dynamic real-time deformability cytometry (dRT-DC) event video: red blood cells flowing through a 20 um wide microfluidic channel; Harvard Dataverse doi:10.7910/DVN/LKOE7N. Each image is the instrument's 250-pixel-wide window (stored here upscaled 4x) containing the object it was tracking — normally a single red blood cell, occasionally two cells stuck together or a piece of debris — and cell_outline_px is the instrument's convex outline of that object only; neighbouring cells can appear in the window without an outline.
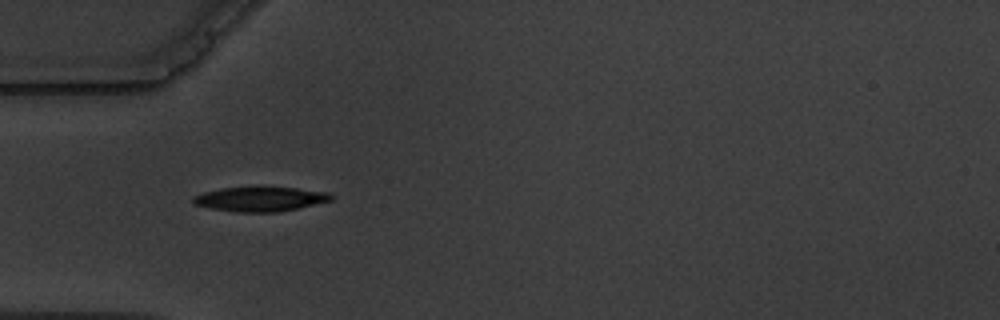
{"species": "common noctule bat (a hibernating species)", "species_latin": "Nyctalus noctula", "temperature_condition": "warm", "stored_images_in_passage": 2, "camera_frame_rate_fps": 3000, "um_per_image_px": 0.085, "animal": {"sex": "male", "body_mass_g": 19.5, "forearm_length_mm": 54.6}, "frame": {"image": 1, "passage_image": 1, "time_ms": 0.0, "image_size_px": [1000, 320], "cell_outline_px": [[336, 196], [332, 200], [296, 208], [276, 212], [236, 212], [212, 208], [192, 204], [192, 196], [204, 192], [220, 188], [260, 184], [296, 188], [328, 192]], "centroid_in_image_um": [22.1, 16.87], "position_along_channel_um": 62.9, "area_um2": 20.52}}
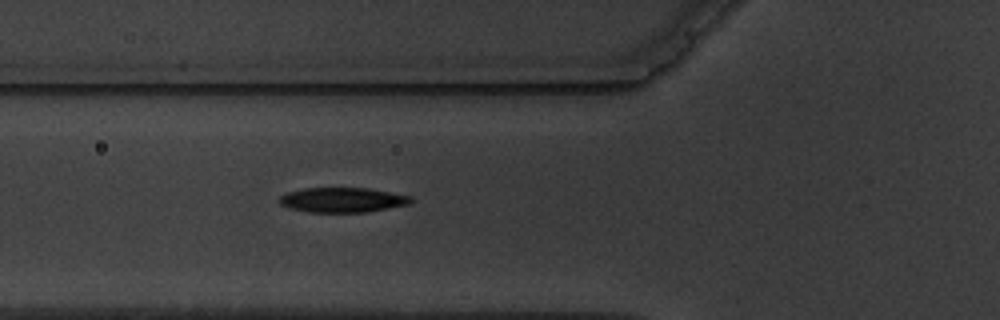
{"frame": {"image": 2, "passage_image": 2, "time_ms": 1.0, "image_size_px": [1000, 320], "cell_outline_px": [[412, 200], [408, 204], [364, 212], [308, 212], [288, 208], [280, 204], [276, 200], [280, 196], [288, 192], [304, 188], [368, 188], [412, 196]], "centroid_in_image_um": [29.04, 16.99], "position_along_channel_um": 96.8, "area_um2": 18.96}}